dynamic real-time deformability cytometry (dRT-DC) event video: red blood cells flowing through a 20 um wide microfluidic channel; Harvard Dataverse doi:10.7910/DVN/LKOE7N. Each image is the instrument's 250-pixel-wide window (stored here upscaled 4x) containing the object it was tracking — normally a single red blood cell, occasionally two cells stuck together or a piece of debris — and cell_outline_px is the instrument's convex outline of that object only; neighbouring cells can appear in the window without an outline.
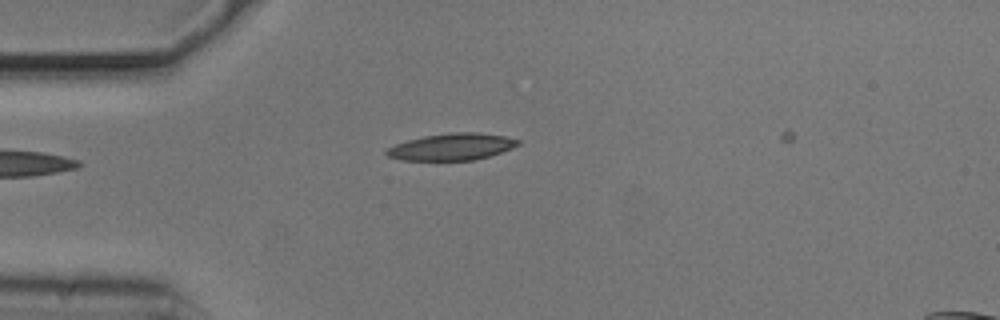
{"species": "common noctule bat (a hibernating species)", "species_latin": "Nyctalus noctula", "temperature_condition": "cold", "stored_images_in_passage": 36, "camera_frame_rate_fps": 3000, "um_per_image_px": 0.085, "animal": {"sex": "male", "body_mass_g": 20.5, "forearm_length_mm": 52.5}, "frame": {"image": 1, "passage_image": 1, "time_ms": 0.0, "image_size_px": [1000, 320], "cell_outline_px": [[520, 144], [512, 148], [476, 160], [400, 160], [388, 156], [384, 152], [388, 148], [396, 144], [408, 140], [424, 136], [452, 132], [476, 132], [504, 136], [520, 140]], "centroid_in_image_um": [38.4, 12.48], "position_along_channel_um": 46.6, "area_um2": 20.4}}
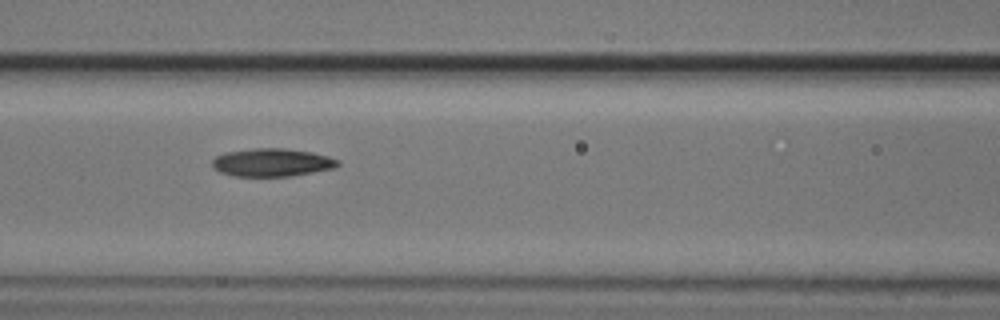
{"frame": {"image": 2, "passage_image": 10, "time_ms": 3.0, "image_size_px": [1000, 320], "cell_outline_px": [[340, 164], [336, 168], [292, 176], [236, 176], [220, 172], [212, 168], [212, 160], [216, 156], [224, 152], [252, 148], [284, 148], [312, 152], [328, 156], [340, 160]], "centroid_in_image_um": [23.13, 13.8], "position_along_channel_um": 143.5, "area_um2": 20.75}}
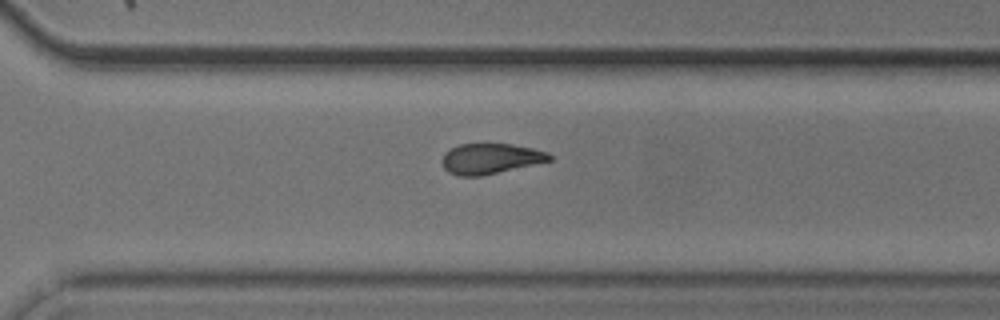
{"frame": {"image": 3, "passage_image": 25, "time_ms": 8.0, "image_size_px": [1000, 320], "cell_outline_px": [[552, 160], [480, 176], [456, 176], [448, 172], [444, 168], [440, 160], [444, 152], [460, 144], [512, 144], [532, 148], [548, 152], [552, 156]], "centroid_in_image_um": [41.64, 13.48], "position_along_channel_um": 329.0, "area_um2": 19.02}}